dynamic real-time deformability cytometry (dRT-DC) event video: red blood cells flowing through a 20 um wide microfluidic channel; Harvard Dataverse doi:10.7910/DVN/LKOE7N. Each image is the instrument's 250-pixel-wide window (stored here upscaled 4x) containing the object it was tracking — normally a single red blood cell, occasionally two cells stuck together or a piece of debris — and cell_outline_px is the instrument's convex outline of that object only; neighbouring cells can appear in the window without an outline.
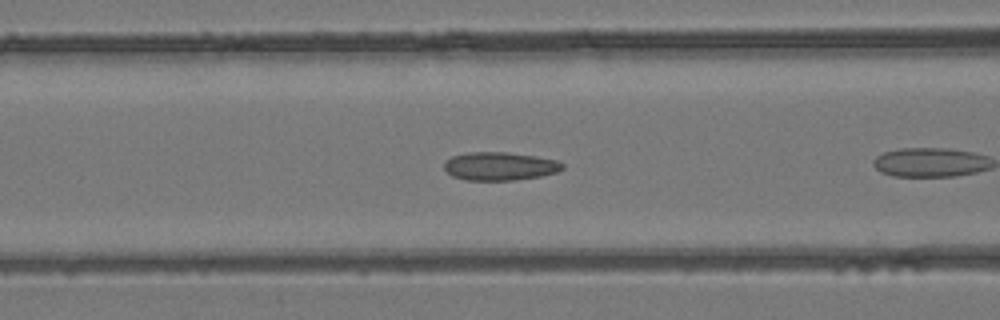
{"species": "common noctule bat (a hibernating species)", "species_latin": "Nyctalus noctula", "temperature_condition": "room temperature", "stored_images_in_passage": 18, "camera_frame_rate_fps": 3000, "um_per_image_px": 0.085, "animal": {"sex": "female", "body_mass_g": 24.6, "forearm_length_mm": 56.2}, "frame": {"image": 1, "passage_image": 6, "time_ms": 1.667, "image_size_px": [1000, 320], "cell_outline_px": [[564, 168], [556, 172], [540, 176], [512, 180], [464, 180], [452, 176], [444, 168], [444, 160], [452, 156], [468, 152], [508, 152], [536, 156], [556, 160], [564, 164]], "centroid_in_image_um": [42.45, 14.12], "position_along_channel_um": 124.1, "area_um2": 19.54}}